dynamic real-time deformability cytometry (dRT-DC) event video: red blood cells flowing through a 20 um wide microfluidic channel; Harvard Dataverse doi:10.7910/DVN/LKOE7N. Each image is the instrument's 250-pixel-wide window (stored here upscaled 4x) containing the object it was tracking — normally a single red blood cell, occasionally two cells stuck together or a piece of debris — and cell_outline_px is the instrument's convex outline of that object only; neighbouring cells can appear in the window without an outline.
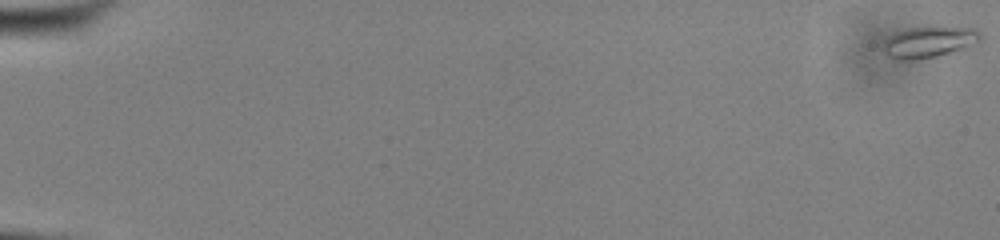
{"species": "common noctule bat (a hibernating species)", "species_latin": "Nyctalus noctula", "temperature_condition": "cold", "stored_images_in_passage": 55, "camera_frame_rate_fps": 3000, "um_per_image_px": 0.085, "animal": {"sex": "male", "body_mass_g": 13.0, "forearm_length_mm": 53.1}, "frame": {"image": 1, "passage_image": 1, "time_ms": 0.0, "image_size_px": [1000, 240], "cell_outline_px": [[980, 40], [964, 48], [936, 56], [916, 60], [896, 60], [884, 56], [880, 48], [884, 40], [888, 36], [904, 28], [928, 24], [976, 28], [980, 32]], "centroid_in_image_um": [78.86, 3.53], "position_along_channel_um": 6.1, "area_um2": 18.73}}
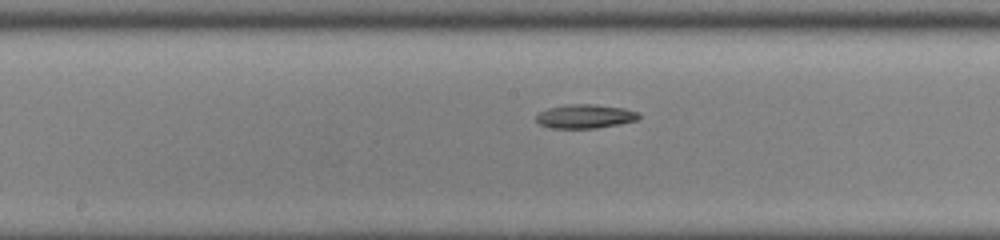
{"frame": {"image": 2, "passage_image": 31, "time_ms": 10.0, "image_size_px": [1000, 240], "cell_outline_px": [[640, 116], [636, 120], [620, 124], [596, 128], [548, 128], [540, 124], [536, 120], [536, 116], [540, 112], [548, 108], [568, 104], [596, 104], [624, 108], [640, 112]], "centroid_in_image_um": [49.75, 9.88], "position_along_channel_um": 198.5, "area_um2": 14.39}}
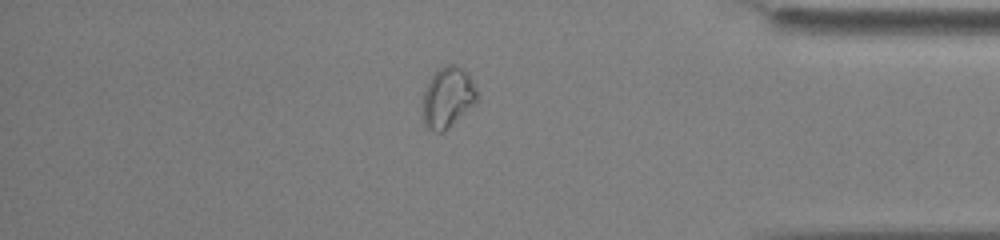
{"frame": {"image": 3, "passage_image": 48, "time_ms": 15.667, "image_size_px": [1000, 240], "cell_outline_px": [[476, 104], [444, 132], [436, 132], [428, 128], [424, 124], [420, 112], [424, 92], [432, 76], [444, 64], [456, 64], [464, 68], [468, 72], [476, 92]], "centroid_in_image_um": [38.03, 8.3], "position_along_channel_um": 397.2, "area_um2": 19.48}}